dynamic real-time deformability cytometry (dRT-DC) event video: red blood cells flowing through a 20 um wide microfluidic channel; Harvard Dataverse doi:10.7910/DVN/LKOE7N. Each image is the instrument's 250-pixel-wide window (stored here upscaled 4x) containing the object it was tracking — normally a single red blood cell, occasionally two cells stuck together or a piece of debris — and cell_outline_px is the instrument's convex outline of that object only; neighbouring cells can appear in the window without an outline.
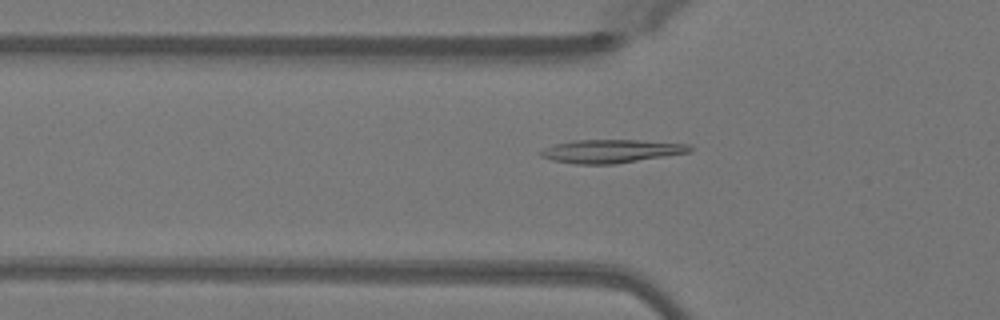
{"species": "Egyptian fruit bat (a non-hibernating species)", "species_latin": "Rousettus aegyptiacus", "temperature_condition": "warm", "stored_images_in_passage": 50, "camera_frame_rate_fps": 3000, "um_per_image_px": 0.085, "animal": {"sex": "female"}, "frame": {"image": 1, "passage_image": 17, "time_ms": 5.333, "image_size_px": [1000, 320], "cell_outline_px": [[692, 152], [616, 164], [576, 164], [552, 160], [540, 156], [540, 152], [544, 148], [556, 144], [576, 140], [636, 140], [692, 144]], "centroid_in_image_um": [52.0, 12.85], "position_along_channel_um": 73.8, "area_um2": 20.29}}
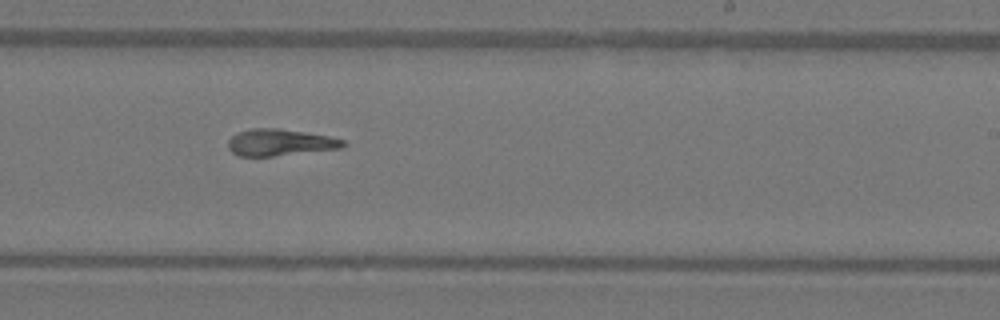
{"frame": {"image": 2, "passage_image": 31, "time_ms": 10.0, "image_size_px": [1000, 320], "cell_outline_px": [[348, 144], [340, 148], [272, 156], [236, 156], [228, 148], [228, 140], [236, 132], [252, 128], [280, 128], [328, 136], [344, 140]], "centroid_in_image_um": [23.75, 12.1], "position_along_channel_um": 265.2, "area_um2": 17.86}}
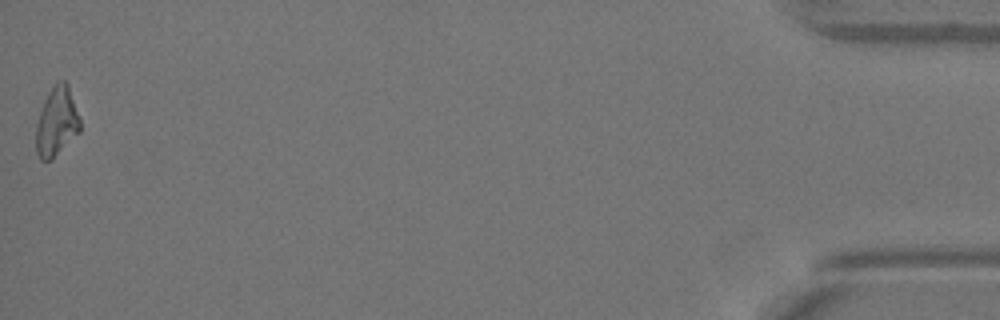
{"frame": {"image": 3, "passage_image": 50, "time_ms": 16.333, "image_size_px": [1000, 320], "cell_outline_px": [[80, 132], [48, 160], [40, 160], [36, 152], [36, 124], [44, 100], [48, 92], [56, 80], [64, 80], [68, 84], [80, 116]], "centroid_in_image_um": [4.82, 10.28], "position_along_channel_um": 430.4, "area_um2": 17.63}, "authors_computed_cell_mechanics": {"area_um2": 18.6116, "velocity_mm_per_s": 4.0827, "shape_relaxation_time_tau1_ms": null, "shape_relaxation_time_tau2_ms": 3.2879, "deformation_change_tau1": null, "deformation_change_tau2": 0.1047}}